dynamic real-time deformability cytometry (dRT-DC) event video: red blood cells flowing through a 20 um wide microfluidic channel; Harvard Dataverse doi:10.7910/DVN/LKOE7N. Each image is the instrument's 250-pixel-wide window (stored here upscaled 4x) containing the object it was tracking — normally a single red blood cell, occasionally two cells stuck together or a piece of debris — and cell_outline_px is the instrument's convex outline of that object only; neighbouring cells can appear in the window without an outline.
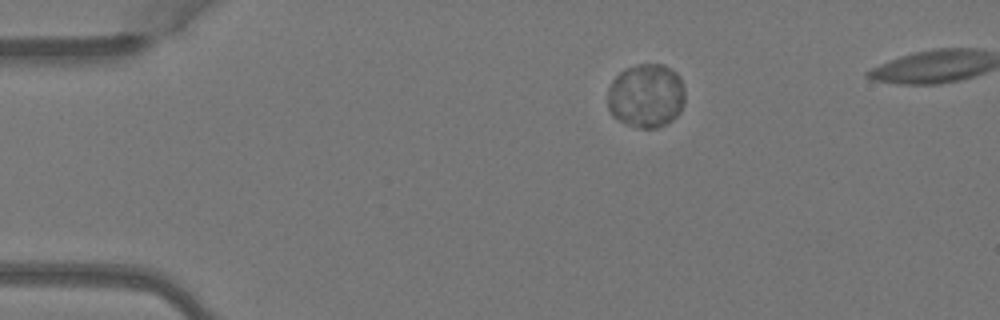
{"species": "Egyptian fruit bat (a non-hibernating species)", "species_latin": "Rousettus aegyptiacus", "temperature_condition": "warm", "stored_images_in_passage": 7, "camera_frame_rate_fps": 3000, "um_per_image_px": 0.085, "animal": {"sex": "female"}, "frame": {"image": 1, "passage_image": 1, "time_ms": 0.0, "image_size_px": [1000, 320], "cell_outline_px": [[684, 104], [680, 112], [672, 120], [656, 128], [640, 128], [628, 124], [612, 116], [608, 108], [608, 88], [612, 80], [624, 68], [636, 64], [664, 64], [672, 68], [680, 76], [684, 88]], "centroid_in_image_um": [54.93, 8.11], "position_along_channel_um": 30.1, "area_um2": 29.13}}
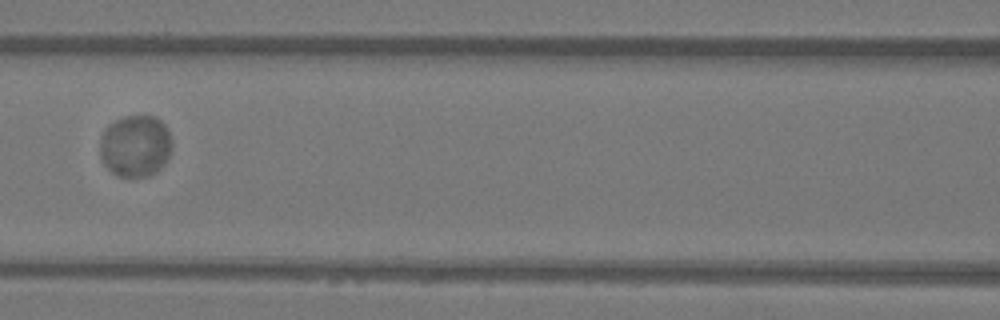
{"frame": {"image": 2, "passage_image": 5, "time_ms": 1.333, "image_size_px": [1000, 320], "cell_outline_px": [[172, 148], [164, 164], [156, 172], [148, 176], [116, 176], [104, 164], [100, 156], [100, 140], [104, 128], [108, 124], [124, 116], [156, 116], [164, 124], [172, 140]], "centroid_in_image_um": [11.5, 12.39], "position_along_channel_um": 155.1, "area_um2": 26.07}}
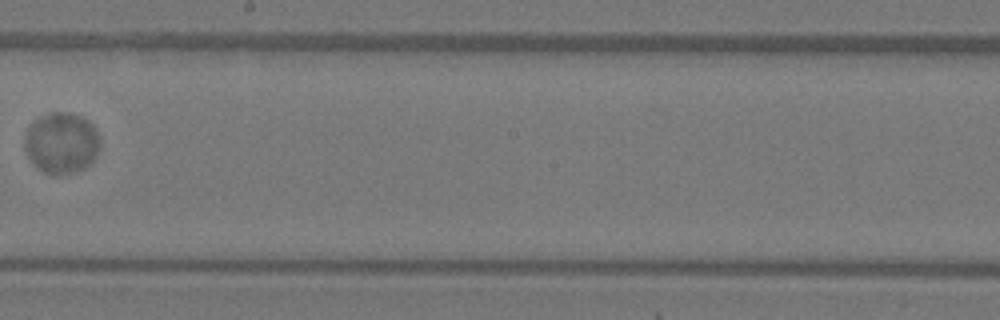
{"frame": {"image": 3, "passage_image": 7, "time_ms": 2.0, "image_size_px": [1000, 320], "cell_outline_px": [[100, 148], [96, 156], [84, 168], [72, 172], [44, 172], [36, 168], [28, 156], [24, 148], [24, 136], [28, 128], [40, 116], [52, 112], [68, 112], [80, 116], [88, 120], [92, 124], [100, 136]], "centroid_in_image_um": [5.23, 12.12], "position_along_channel_um": 243.0, "area_um2": 26.59}}